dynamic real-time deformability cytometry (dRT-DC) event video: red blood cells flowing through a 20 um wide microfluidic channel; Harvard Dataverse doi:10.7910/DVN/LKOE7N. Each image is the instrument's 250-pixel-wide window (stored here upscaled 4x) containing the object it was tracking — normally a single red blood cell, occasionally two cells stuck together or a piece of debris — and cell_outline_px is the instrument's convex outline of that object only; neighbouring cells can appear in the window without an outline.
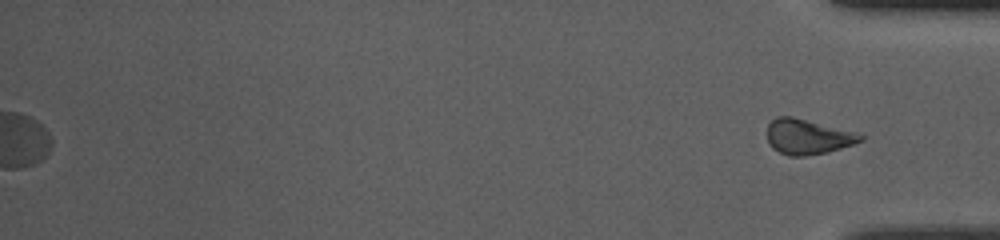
{"species": "common noctule bat (a hibernating species)", "species_latin": "Nyctalus noctula", "temperature_condition": "room temperature", "stored_images_in_passage": 55, "segment_of_instrument_passage": [2, 2], "camera_frame_rate_fps": 3000, "um_per_image_px": 0.085, "animal": {"sex": "female", "body_mass_g": 10.0, "forearm_length_mm": 53.1}, "frame": {"image": 1, "passage_image": 55, "time_ms": 18.0, "image_size_px": [1000, 240], "cell_outline_px": [[864, 140], [828, 152], [804, 156], [788, 156], [772, 148], [768, 144], [768, 124], [776, 116], [792, 116], [852, 132], [864, 136]], "centroid_in_image_um": [68.6, 11.63], "position_along_channel_um": 366.6, "area_um2": 18.79}}